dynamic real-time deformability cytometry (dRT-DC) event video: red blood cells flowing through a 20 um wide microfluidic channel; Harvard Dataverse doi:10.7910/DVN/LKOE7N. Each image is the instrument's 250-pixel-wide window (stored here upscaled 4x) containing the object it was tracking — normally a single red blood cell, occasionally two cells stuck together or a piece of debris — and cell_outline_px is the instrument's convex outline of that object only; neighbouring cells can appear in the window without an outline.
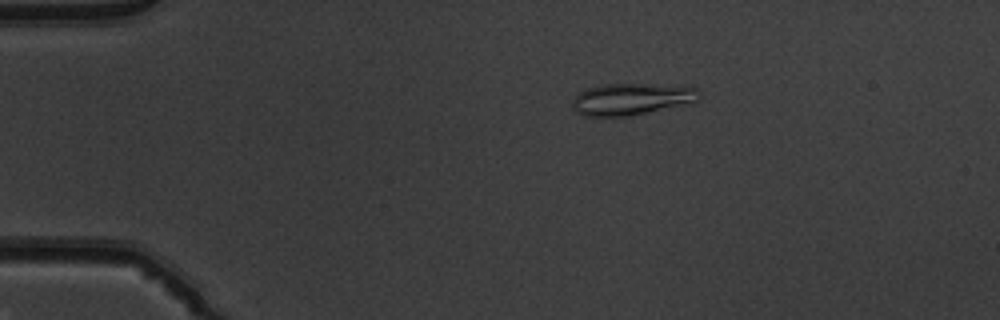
{"species": "common noctule bat (a hibernating species)", "species_latin": "Nyctalus noctula", "temperature_condition": "warm", "stored_images_in_passage": 42, "camera_frame_rate_fps": 3000, "um_per_image_px": 0.085, "animal": {"sex": "male", "body_mass_g": 19.5, "forearm_length_mm": 54.6}, "frame": {"image": 1, "passage_image": 1, "time_ms": 0.0, "image_size_px": [1000, 320], "cell_outline_px": [[700, 92], [696, 100], [684, 104], [628, 116], [580, 116], [576, 112], [572, 104], [572, 100], [580, 92], [588, 88], [604, 84], [644, 84], [696, 88]], "centroid_in_image_um": [53.58, 8.43], "position_along_channel_um": 31.4, "area_um2": 22.89}}
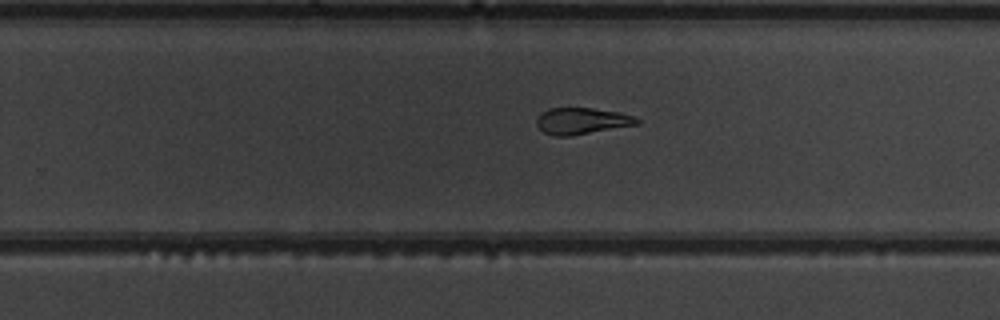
{"frame": {"image": 2, "passage_image": 24, "time_ms": 7.667, "image_size_px": [1000, 320], "cell_outline_px": [[640, 124], [568, 136], [552, 136], [544, 132], [536, 124], [536, 120], [548, 108], [592, 108], [620, 112], [636, 116], [640, 120]], "centroid_in_image_um": [49.5, 10.28], "position_along_channel_um": 280.3, "area_um2": 15.43}}
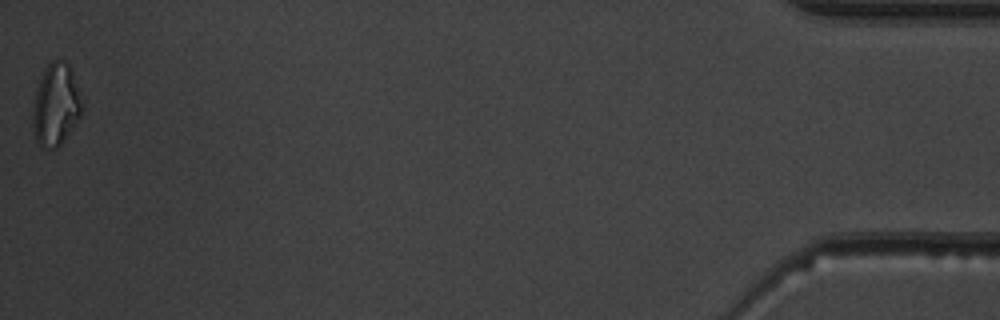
{"frame": {"image": 3, "passage_image": 42, "time_ms": 13.667, "image_size_px": [1000, 320], "cell_outline_px": [[84, 108], [80, 116], [60, 144], [56, 148], [40, 148], [36, 140], [32, 124], [32, 112], [36, 92], [44, 68], [52, 60], [60, 60], [68, 64], [72, 72], [84, 100]], "centroid_in_image_um": [4.76, 8.91], "position_along_channel_um": 430.4, "area_um2": 23.58}, "authors_computed_cell_mechanics": {"area_um2": 16.762, "velocity_mm_per_s": 4.0035, "shape_relaxation_time_tau1_ms": null, "shape_relaxation_time_tau2_ms": 2.4219, "deformation_change_tau1": null, "deformation_change_tau2": 0.0773}}